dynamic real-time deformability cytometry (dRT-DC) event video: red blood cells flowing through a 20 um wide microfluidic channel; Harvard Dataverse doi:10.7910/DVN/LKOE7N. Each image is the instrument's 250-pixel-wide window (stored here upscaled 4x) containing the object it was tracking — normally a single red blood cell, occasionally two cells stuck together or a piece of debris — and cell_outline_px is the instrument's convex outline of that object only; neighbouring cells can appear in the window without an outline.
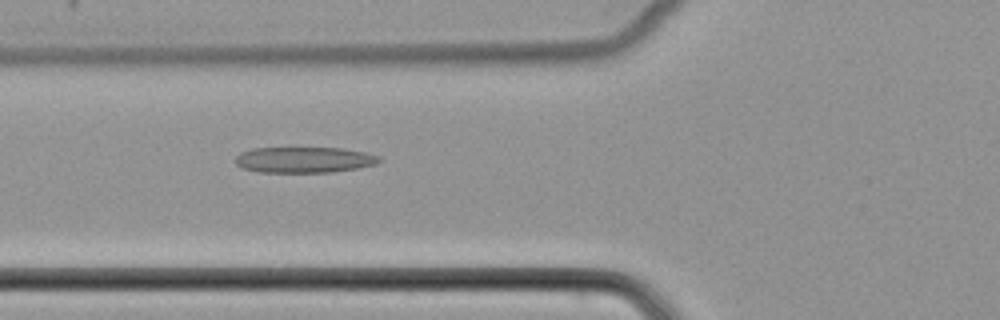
{"species": "common noctule bat (a hibernating species)", "species_latin": "Nyctalus noctula", "temperature_condition": "cold", "stored_images_in_passage": 51, "camera_frame_rate_fps": 3000, "um_per_image_px": 0.085, "animal": {"sex": "female", "body_mass_g": 22.7, "forearm_length_mm": 54.2}, "frame": {"image": 1, "passage_image": 20, "time_ms": 6.333, "image_size_px": [1000, 320], "cell_outline_px": [[380, 160], [376, 164], [356, 168], [332, 172], [260, 172], [240, 168], [236, 164], [236, 156], [240, 152], [252, 148], [344, 148], [364, 152], [380, 156]], "centroid_in_image_um": [25.82, 13.58], "position_along_channel_um": 100.0, "area_um2": 21.68}}
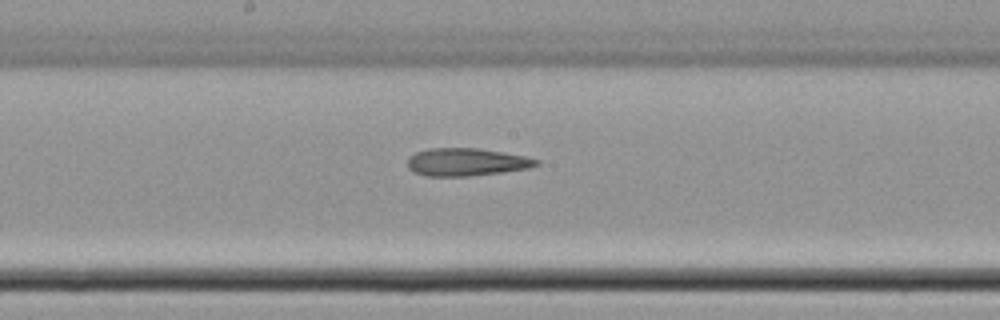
{"frame": {"image": 2, "passage_image": 28, "time_ms": 9.0, "image_size_px": [1000, 320], "cell_outline_px": [[540, 164], [528, 168], [504, 172], [468, 176], [428, 176], [412, 172], [408, 168], [408, 156], [416, 152], [428, 148], [480, 148], [524, 156], [540, 160]], "centroid_in_image_um": [39.62, 13.77], "position_along_channel_um": 208.6, "area_um2": 20.92}}
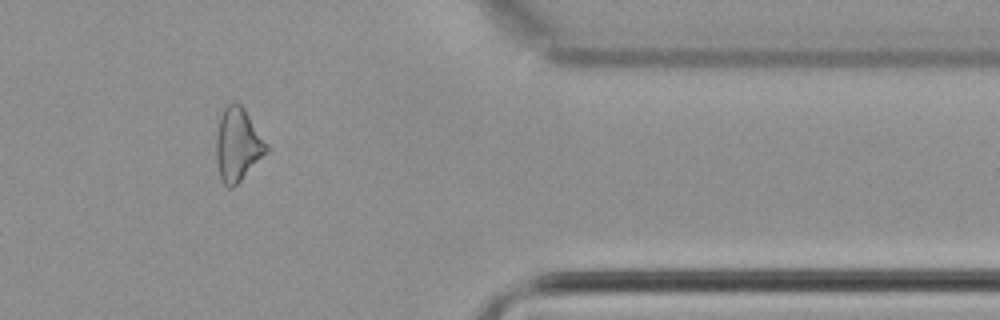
{"frame": {"image": 3, "passage_image": 43, "time_ms": 14.0, "image_size_px": [1000, 320], "cell_outline_px": [[268, 152], [232, 188], [228, 188], [224, 184], [220, 176], [216, 160], [216, 136], [220, 116], [224, 108], [232, 100], [240, 104], [244, 108], [268, 144]], "centroid_in_image_um": [20.2, 12.27], "position_along_channel_um": 391.2, "area_um2": 21.39}}